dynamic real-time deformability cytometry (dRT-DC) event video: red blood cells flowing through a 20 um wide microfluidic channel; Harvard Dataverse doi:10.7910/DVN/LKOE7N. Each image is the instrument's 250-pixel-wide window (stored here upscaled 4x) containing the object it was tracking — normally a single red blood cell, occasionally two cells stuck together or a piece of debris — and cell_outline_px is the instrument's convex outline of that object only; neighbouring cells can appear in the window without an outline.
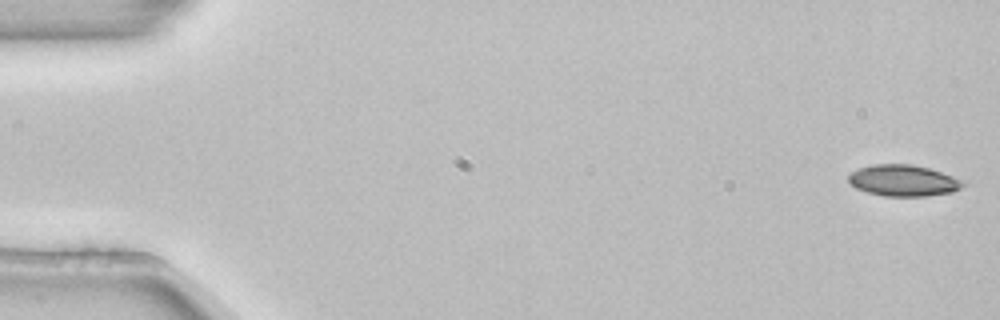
{"species": "common noctule bat (a hibernating species)", "species_latin": "Nyctalus noctula", "temperature_condition": "room temperature", "stored_images_in_passage": 5, "camera_frame_rate_fps": 3000, "um_per_image_px": 0.085, "animal": {"sex": "female", "body_mass_g": 22.7, "forearm_length_mm": 54.2}, "frame": {"image": 1, "passage_image": 1, "time_ms": 0.0, "image_size_px": [1000, 320], "cell_outline_px": [[968, 184], [952, 192], [928, 196], [884, 196], [868, 192], [856, 188], [848, 180], [848, 176], [852, 172], [860, 168], [872, 164], [912, 164], [928, 168], [968, 180]], "centroid_in_image_um": [76.86, 15.34], "position_along_channel_um": 8.1, "area_um2": 21.1}}
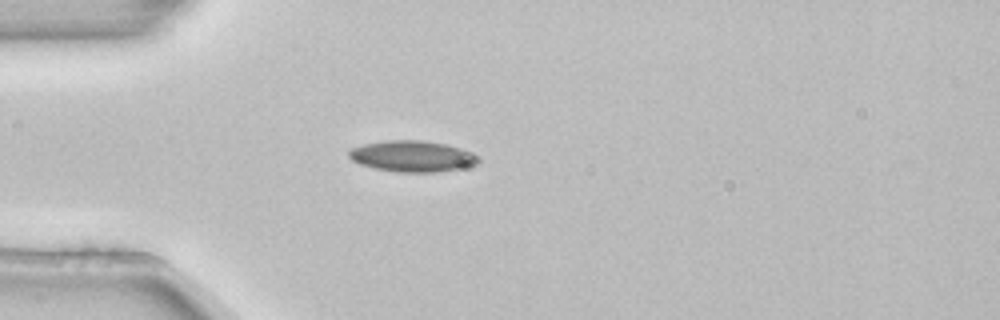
{"frame": {"image": 2, "passage_image": 5, "time_ms": 1.333, "image_size_px": [1000, 320], "cell_outline_px": [[480, 160], [476, 164], [460, 168], [436, 172], [400, 172], [376, 168], [360, 164], [352, 160], [348, 156], [348, 152], [352, 148], [364, 144], [388, 140], [420, 140], [444, 144], [460, 148], [472, 152], [480, 156]], "centroid_in_image_um": [35.06, 13.28], "position_along_channel_um": 49.9, "area_um2": 23.29}}